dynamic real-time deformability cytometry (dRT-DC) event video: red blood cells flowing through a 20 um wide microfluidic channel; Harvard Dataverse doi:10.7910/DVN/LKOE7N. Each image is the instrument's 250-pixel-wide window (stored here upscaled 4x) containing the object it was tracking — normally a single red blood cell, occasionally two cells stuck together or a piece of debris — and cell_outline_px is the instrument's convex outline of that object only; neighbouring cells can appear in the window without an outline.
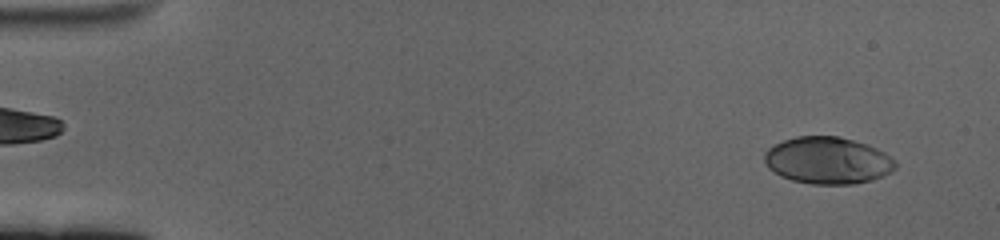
{"species": "human", "species_latin": "Homo sapiens", "temperature_condition": "cold", "stored_images_in_passage": 60, "camera_frame_rate_fps": 3000, "um_per_image_px": 0.085, "donor": {"sex": "female"}, "frame": {"image": 1, "passage_image": 4, "time_ms": 1.0, "image_size_px": [1000, 240], "cell_outline_px": [[896, 168], [892, 172], [884, 176], [872, 180], [856, 184], [812, 184], [792, 180], [780, 176], [768, 168], [764, 160], [764, 152], [768, 148], [784, 140], [796, 136], [840, 136], [868, 144], [884, 152], [896, 164]], "centroid_in_image_um": [70.35, 13.64], "position_along_channel_um": 14.6, "area_um2": 36.01}}
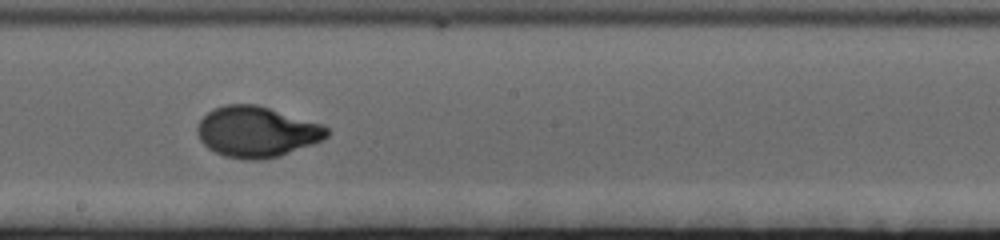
{"frame": {"image": 2, "passage_image": 34, "time_ms": 11.0, "image_size_px": [1000, 240], "cell_outline_px": [[332, 132], [324, 140], [280, 156], [260, 160], [244, 160], [224, 156], [208, 148], [200, 140], [196, 132], [196, 128], [200, 120], [212, 108], [224, 104], [256, 104], [320, 124], [328, 128]], "centroid_in_image_um": [21.81, 11.21], "position_along_channel_um": 226.4, "area_um2": 38.44}}
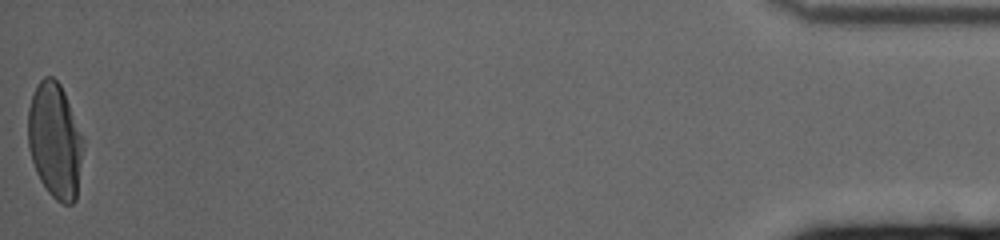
{"frame": {"image": 3, "passage_image": 60, "time_ms": 19.667, "image_size_px": [1000, 240], "cell_outline_px": [[84, 148], [76, 200], [72, 204], [60, 204], [48, 192], [40, 180], [36, 172], [28, 148], [28, 108], [36, 84], [44, 76], [52, 76], [60, 84], [64, 92], [84, 140]], "centroid_in_image_um": [4.67, 11.98], "position_along_channel_um": 430.5, "area_um2": 37.34}, "authors_computed_cell_mechanics": {"area_um2": 36.6452, "velocity_mm_per_s": 3.3862, "shape_relaxation_time_tau1_ms": 4.0259, "shape_relaxation_time_tau2_ms": null, "deformation_change_tau1": 0.1885, "deformation_change_tau2": null}}